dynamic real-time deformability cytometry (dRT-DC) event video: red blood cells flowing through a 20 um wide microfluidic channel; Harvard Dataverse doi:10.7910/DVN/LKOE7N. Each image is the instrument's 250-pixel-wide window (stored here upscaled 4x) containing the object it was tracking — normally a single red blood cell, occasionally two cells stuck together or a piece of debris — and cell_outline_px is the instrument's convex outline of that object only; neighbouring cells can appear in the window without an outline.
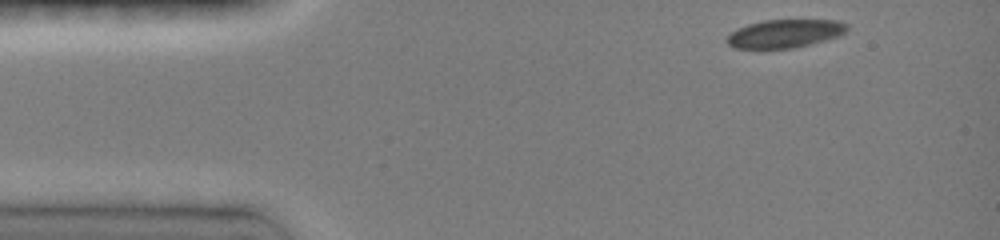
{"species": "common noctule bat (a hibernating species)", "species_latin": "Nyctalus noctula", "temperature_condition": "room temperature", "stored_images_in_passage": 22, "camera_frame_rate_fps": 3000, "um_per_image_px": 0.085, "animal": {"sex": "female", "body_mass_g": 19.0, "forearm_length_mm": 51.5}, "frame": {"image": 1, "passage_image": 1, "time_ms": 0.0, "image_size_px": [1000, 240], "cell_outline_px": [[848, 28], [840, 36], [792, 48], [736, 48], [728, 44], [724, 40], [736, 28], [748, 24], [764, 20], [840, 20], [848, 24]], "centroid_in_image_um": [66.71, 2.84], "position_along_channel_um": 18.3, "area_um2": 19.71}}
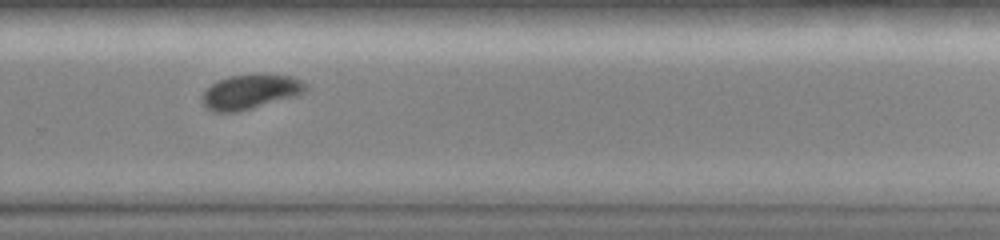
{"frame": {"image": 2, "passage_image": 16, "time_ms": 9.0, "image_size_px": [1000, 240], "cell_outline_px": [[308, 88], [304, 92], [296, 96], [236, 112], [216, 112], [208, 108], [200, 100], [200, 96], [212, 84], [228, 76], [292, 76], [308, 84]], "centroid_in_image_um": [21.27, 7.83], "position_along_channel_um": 308.5, "area_um2": 20.23}}
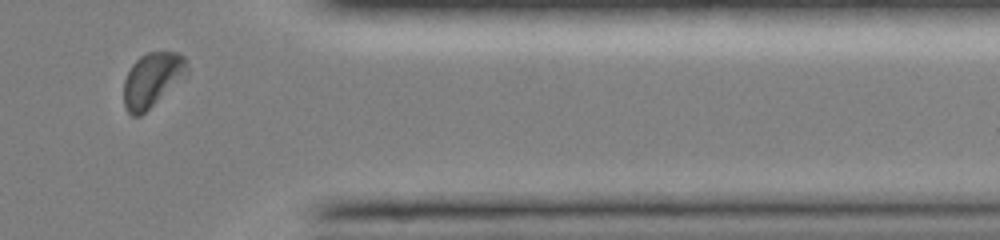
{"frame": {"image": 3, "passage_image": 20, "time_ms": 11.333, "image_size_px": [1000, 240], "cell_outline_px": [[188, 72], [140, 116], [132, 116], [128, 112], [124, 104], [124, 80], [132, 64], [140, 56], [148, 52], [176, 52], [184, 56], [188, 64]], "centroid_in_image_um": [12.92, 6.75], "position_along_channel_um": 398.5, "area_um2": 19.59}, "authors_computed_cell_mechanics": {"area_um2": 21.6172, "velocity_mm_per_s": 4.0642, "shape_relaxation_time_tau1_ms": 3.1677, "shape_relaxation_time_tau2_ms": 4.0084, "deformation_change_tau1": 0.0945, "deformation_change_tau2": 0.0623}}